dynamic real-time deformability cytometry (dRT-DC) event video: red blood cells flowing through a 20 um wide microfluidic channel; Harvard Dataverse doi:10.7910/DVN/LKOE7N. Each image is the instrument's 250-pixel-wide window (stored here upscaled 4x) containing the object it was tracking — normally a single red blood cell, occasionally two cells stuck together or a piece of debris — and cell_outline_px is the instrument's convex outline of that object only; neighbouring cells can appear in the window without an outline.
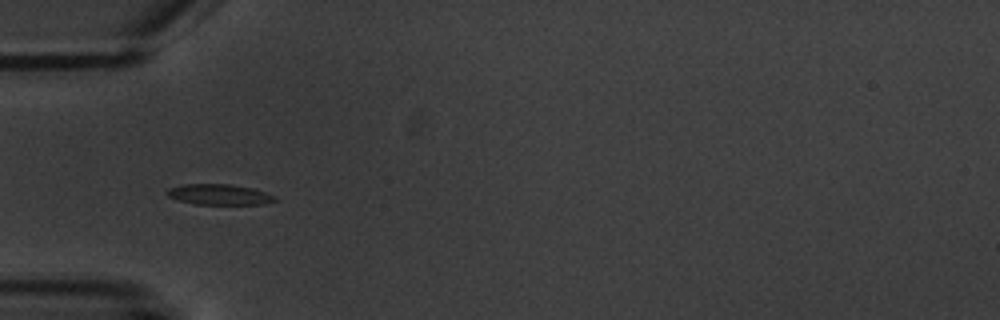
{"species": "common noctule bat (a hibernating species)", "species_latin": "Nyctalus noctula", "temperature_condition": "warm", "stored_images_in_passage": 10, "camera_frame_rate_fps": 3000, "um_per_image_px": 0.085, "animal": {"sex": "male", "body_mass_g": 20.1, "forearm_length_mm": 53.5}, "frame": {"image": 1, "passage_image": 4, "time_ms": 4.667, "image_size_px": [1000, 320], "cell_outline_px": [[280, 200], [264, 204], [196, 204], [180, 200], [168, 196], [164, 192], [168, 188], [180, 184], [228, 184], [252, 188], [276, 196]], "centroid_in_image_um": [18.64, 16.53], "position_along_channel_um": 66.4, "area_um2": 13.01}}
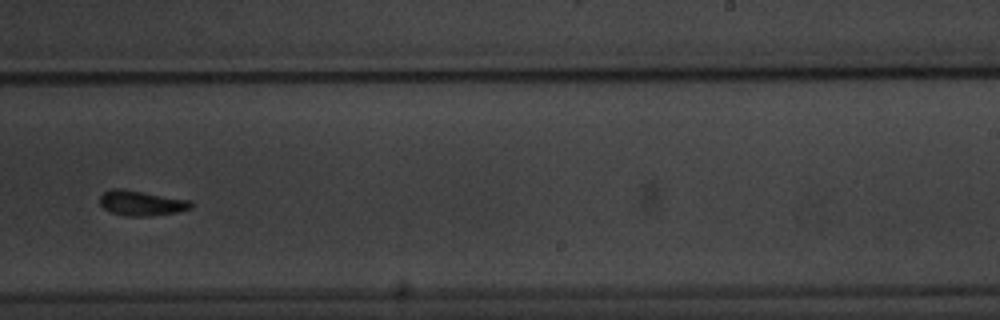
{"frame": {"image": 2, "passage_image": 9, "time_ms": 10.667, "image_size_px": [1000, 320], "cell_outline_px": [[192, 208], [176, 212], [148, 216], [128, 216], [112, 212], [104, 208], [100, 204], [100, 196], [104, 192], [112, 188], [120, 188], [188, 200], [192, 204]], "centroid_in_image_um": [11.98, 17.26], "position_along_channel_um": 277.0, "area_um2": 13.01}}
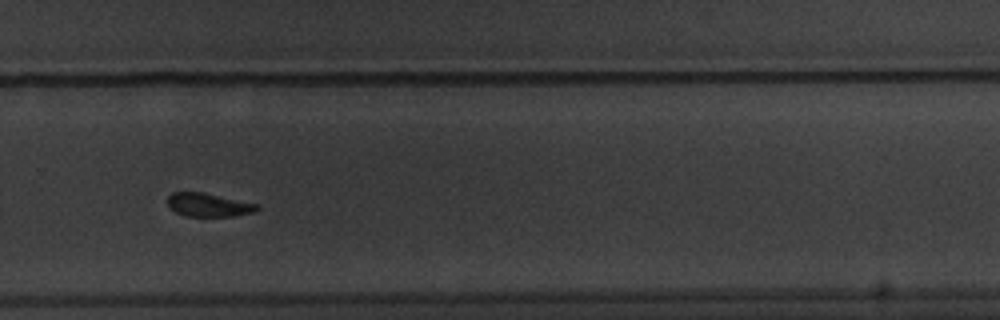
{"frame": {"image": 3, "passage_image": 10, "time_ms": 11.667, "image_size_px": [1000, 320], "cell_outline_px": [[260, 208], [256, 212], [232, 216], [184, 216], [176, 212], [168, 204], [168, 196], [172, 192], [204, 192], [260, 204]], "centroid_in_image_um": [17.78, 17.41], "position_along_channel_um": 312.0, "area_um2": 12.37}}